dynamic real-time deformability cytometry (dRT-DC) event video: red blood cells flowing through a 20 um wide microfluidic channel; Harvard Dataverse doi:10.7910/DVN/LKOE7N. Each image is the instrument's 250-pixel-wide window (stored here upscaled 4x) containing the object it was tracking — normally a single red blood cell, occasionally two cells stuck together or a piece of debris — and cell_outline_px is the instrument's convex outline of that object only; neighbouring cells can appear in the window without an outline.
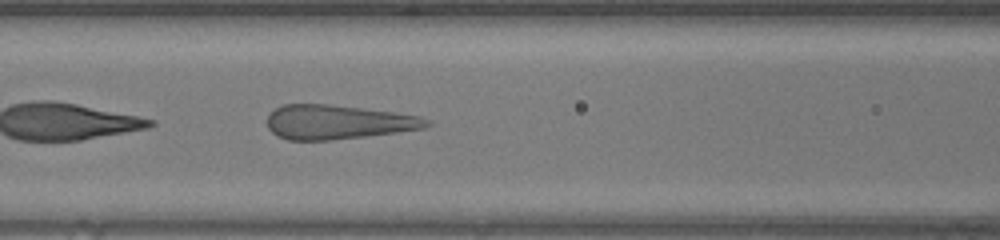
{"species": "human", "species_latin": "Homo sapiens", "temperature_condition": "warm", "stored_images_in_passage": 36, "camera_frame_rate_fps": 3000, "um_per_image_px": 0.085, "donor": {"sex": "female"}, "frame": {"image": 1, "passage_image": 8, "time_ms": 2.333, "image_size_px": [1000, 240], "cell_outline_px": [[432, 124], [424, 128], [396, 132], [332, 140], [288, 140], [276, 136], [268, 128], [268, 116], [276, 108], [284, 104], [328, 104], [392, 112], [420, 116], [432, 120]], "centroid_in_image_um": [28.72, 10.38], "position_along_channel_um": 137.9, "area_um2": 31.67}}
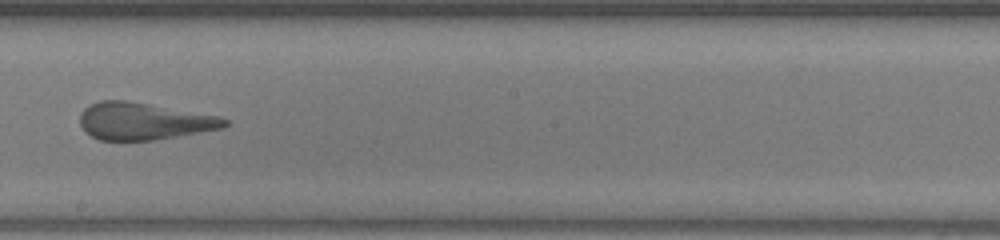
{"frame": {"image": 2, "passage_image": 15, "time_ms": 4.667, "image_size_px": [1000, 240], "cell_outline_px": [[228, 124], [220, 128], [176, 136], [152, 140], [100, 140], [92, 136], [80, 124], [80, 116], [84, 108], [88, 104], [100, 100], [128, 100], [220, 116], [228, 120]], "centroid_in_image_um": [12.19, 10.28], "position_along_channel_um": 236.0, "area_um2": 31.04}}
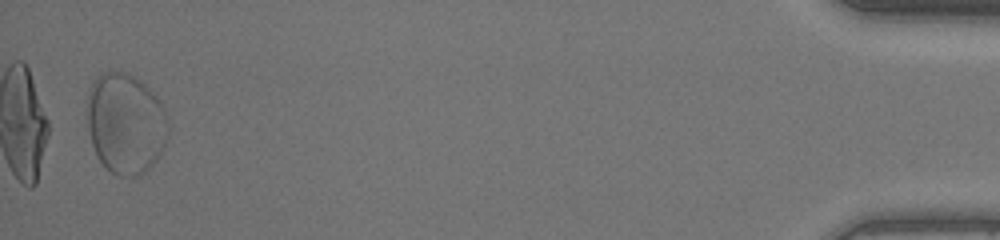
{"frame": {"image": 3, "passage_image": 35, "time_ms": 11.333, "image_size_px": [1000, 240], "cell_outline_px": [[168, 136], [156, 160], [144, 172], [132, 176], [120, 176], [112, 172], [96, 156], [92, 144], [88, 128], [88, 92], [92, 80], [96, 76], [104, 72], [124, 72], [140, 80], [156, 96], [164, 108], [168, 116]], "centroid_in_image_um": [10.67, 10.47], "position_along_channel_um": 424.5, "area_um2": 47.34}}